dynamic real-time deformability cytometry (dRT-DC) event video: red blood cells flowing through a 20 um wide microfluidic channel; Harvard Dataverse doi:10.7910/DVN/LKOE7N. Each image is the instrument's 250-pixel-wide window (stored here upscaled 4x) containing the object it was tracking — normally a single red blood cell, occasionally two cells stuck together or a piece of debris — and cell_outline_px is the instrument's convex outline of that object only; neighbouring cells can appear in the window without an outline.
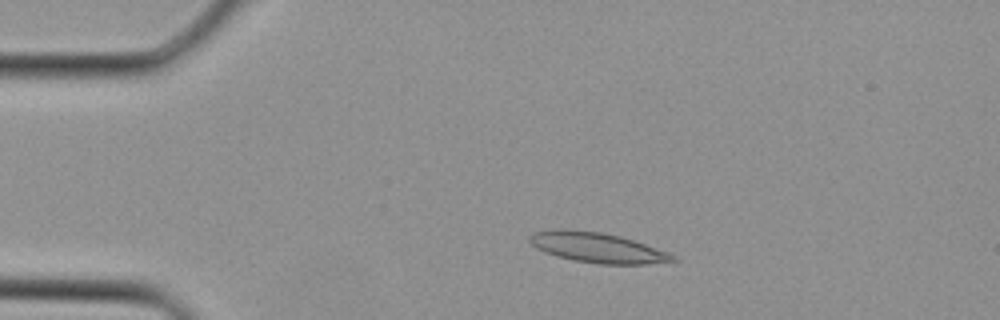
{"species": "Egyptian fruit bat (a non-hibernating species)", "species_latin": "Rousettus aegyptiacus", "temperature_condition": "cold", "stored_images_in_passage": 4, "camera_frame_rate_fps": 3000, "um_per_image_px": 0.085, "animal": {"sex": "female"}, "frame": {"image": 1, "passage_image": 2, "time_ms": 0.333, "image_size_px": [1000, 320], "cell_outline_px": [[680, 260], [644, 264], [600, 264], [576, 260], [556, 256], [544, 252], [536, 248], [528, 240], [528, 236], [532, 232], [560, 228], [600, 232], [620, 236], [668, 252], [676, 256]], "centroid_in_image_um": [50.73, 21.04], "position_along_channel_um": 34.3, "area_um2": 25.03}}